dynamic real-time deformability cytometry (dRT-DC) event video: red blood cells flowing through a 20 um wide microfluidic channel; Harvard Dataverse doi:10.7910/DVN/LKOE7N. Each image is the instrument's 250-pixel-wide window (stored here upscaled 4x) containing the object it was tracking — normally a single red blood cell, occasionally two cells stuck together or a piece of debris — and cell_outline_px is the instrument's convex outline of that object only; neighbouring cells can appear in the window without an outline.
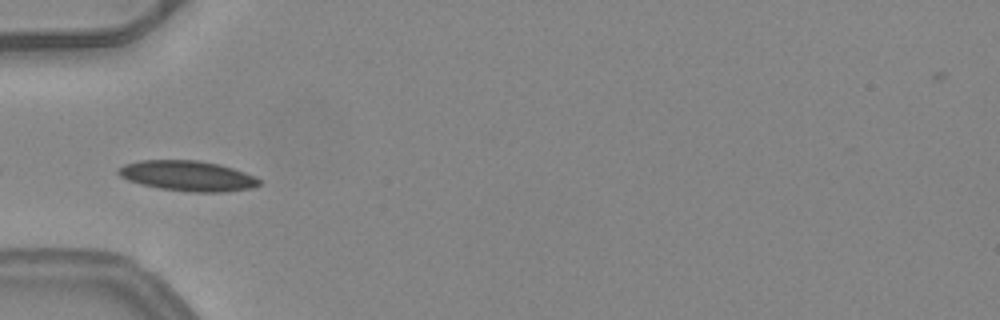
{"species": "common noctule bat (a hibernating species)", "species_latin": "Nyctalus noctula", "temperature_condition": "warm", "stored_images_in_passage": 4, "camera_frame_rate_fps": 3000, "um_per_image_px": 0.085, "animal": {"sex": "female", "body_mass_g": 24.6, "forearm_length_mm": 56.2}, "frame": {"image": 1, "passage_image": 1, "time_ms": 0.0, "image_size_px": [1000, 320], "cell_outline_px": [[260, 184], [252, 188], [224, 192], [192, 192], [160, 188], [140, 184], [128, 180], [120, 176], [116, 172], [124, 164], [140, 160], [196, 160], [220, 164], [256, 176], [260, 180]], "centroid_in_image_um": [15.96, 14.95], "position_along_channel_um": 69.0, "area_um2": 24.85}}